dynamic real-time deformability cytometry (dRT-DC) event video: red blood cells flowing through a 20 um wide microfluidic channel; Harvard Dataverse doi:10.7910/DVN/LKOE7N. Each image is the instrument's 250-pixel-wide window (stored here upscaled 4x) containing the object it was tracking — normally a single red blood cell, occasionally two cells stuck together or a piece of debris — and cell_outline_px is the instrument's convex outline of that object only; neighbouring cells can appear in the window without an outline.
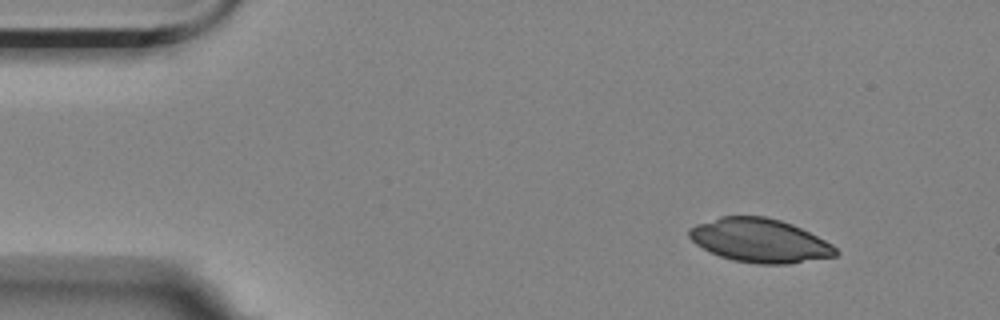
{"species": "Egyptian fruit bat (a non-hibernating species)", "species_latin": "Rousettus aegyptiacus", "temperature_condition": "room temperature", "stored_images_in_passage": 7, "camera_frame_rate_fps": 3000, "um_per_image_px": 0.085, "animal": {"sex": "female"}, "frame": {"image": 1, "passage_image": 2, "time_ms": 0.333, "image_size_px": [1000, 320], "cell_outline_px": [[840, 252], [836, 256], [788, 264], [756, 264], [732, 260], [720, 256], [696, 244], [688, 236], [688, 228], [696, 224], [720, 216], [764, 216], [780, 220], [792, 224], [832, 244]], "centroid_in_image_um": [64.57, 20.44], "position_along_channel_um": 20.4, "area_um2": 37.28}}